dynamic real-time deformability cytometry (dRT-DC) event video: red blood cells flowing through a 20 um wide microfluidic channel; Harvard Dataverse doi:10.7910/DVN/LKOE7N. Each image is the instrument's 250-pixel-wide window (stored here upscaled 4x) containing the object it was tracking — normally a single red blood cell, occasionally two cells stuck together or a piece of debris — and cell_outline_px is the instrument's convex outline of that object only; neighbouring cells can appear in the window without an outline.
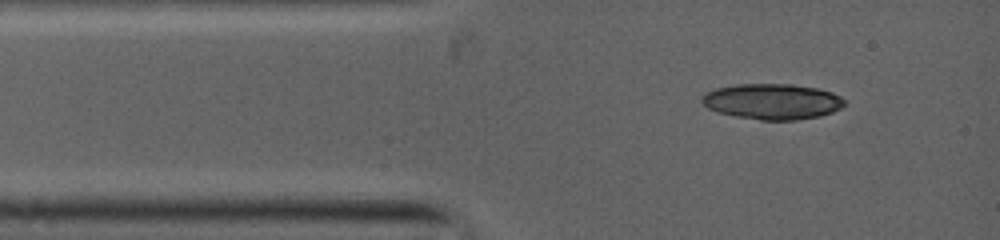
{"species": "common noctule bat (a hibernating species)", "species_latin": "Nyctalus noctula", "temperature_condition": "warm", "stored_images_in_passage": 3, "camera_frame_rate_fps": 5000, "um_per_image_px": 0.085, "animal": {"sex": "female", "body_mass_g": 19.0, "forearm_length_mm": 53.3}, "frame": {"image": 1, "passage_image": 1, "time_ms": 0.0, "image_size_px": [1000, 240], "cell_outline_px": [[844, 104], [840, 108], [832, 112], [820, 116], [796, 120], [760, 120], [720, 112], [708, 108], [700, 100], [708, 92], [716, 88], [736, 84], [792, 84], [820, 88], [832, 92], [840, 96], [844, 100]], "centroid_in_image_um": [65.69, 8.62], "position_along_channel_um": 19.3, "area_um2": 29.42}}